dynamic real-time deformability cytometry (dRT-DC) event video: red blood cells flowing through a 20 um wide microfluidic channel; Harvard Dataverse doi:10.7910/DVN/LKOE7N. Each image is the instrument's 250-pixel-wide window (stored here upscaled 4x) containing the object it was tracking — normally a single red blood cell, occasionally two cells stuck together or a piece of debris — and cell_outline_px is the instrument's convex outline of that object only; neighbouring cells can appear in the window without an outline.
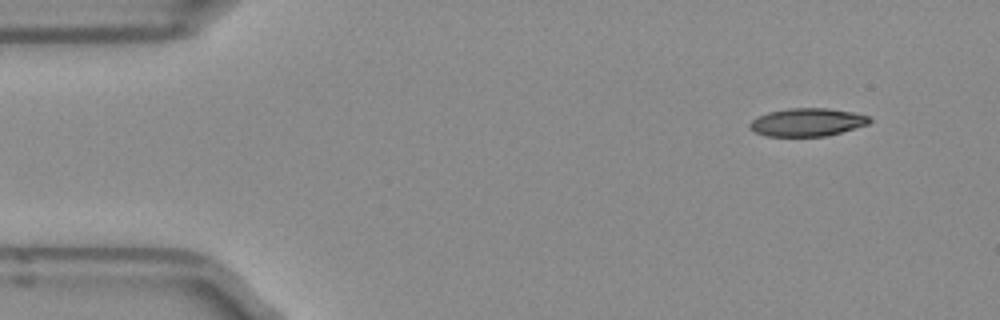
{"species": "Egyptian fruit bat (a non-hibernating species)", "species_latin": "Rousettus aegyptiacus", "temperature_condition": "room temperature", "stored_images_in_passage": 4, "camera_frame_rate_fps": 3000, "um_per_image_px": 0.085, "frame": {"image": 1, "passage_image": 1, "time_ms": 0.0, "image_size_px": [1000, 320], "cell_outline_px": [[872, 120], [868, 124], [840, 132], [824, 136], [764, 136], [756, 132], [748, 124], [756, 116], [768, 112], [788, 108], [828, 108], [852, 112], [868, 116]], "centroid_in_image_um": [68.59, 10.38], "position_along_channel_um": 16.4, "area_um2": 19.42}}
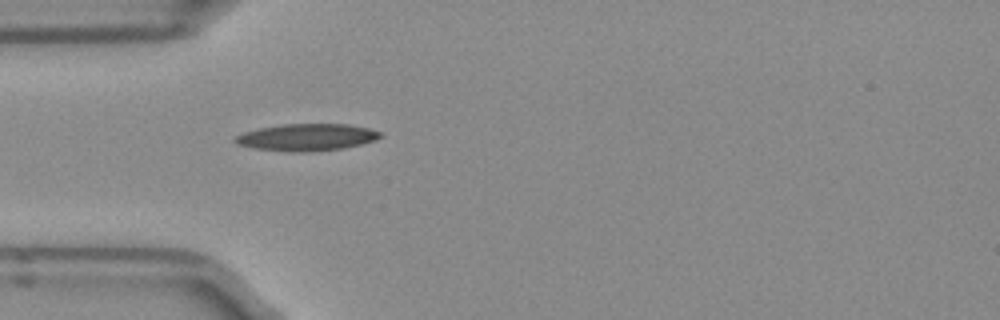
{"frame": {"image": 2, "passage_image": 4, "time_ms": 1.0, "image_size_px": [1000, 320], "cell_outline_px": [[380, 136], [376, 140], [344, 148], [304, 152], [256, 148], [240, 144], [232, 140], [236, 136], [244, 132], [260, 128], [284, 124], [348, 124], [368, 128], [380, 132]], "centroid_in_image_um": [26.1, 11.65], "position_along_channel_um": 58.9, "area_um2": 22.31}}